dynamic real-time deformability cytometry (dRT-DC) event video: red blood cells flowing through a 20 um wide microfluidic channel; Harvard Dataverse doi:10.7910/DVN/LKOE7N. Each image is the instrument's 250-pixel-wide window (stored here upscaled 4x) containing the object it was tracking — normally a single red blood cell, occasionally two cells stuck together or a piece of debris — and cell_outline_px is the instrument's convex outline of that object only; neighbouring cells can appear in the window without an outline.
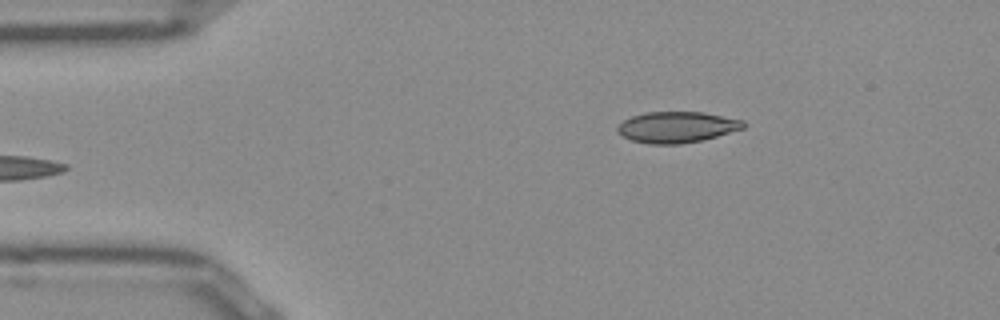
{"species": "Egyptian fruit bat (a non-hibernating species)", "species_latin": "Rousettus aegyptiacus", "temperature_condition": "room temperature", "stored_images_in_passage": 37, "camera_frame_rate_fps": 3000, "um_per_image_px": 0.085, "frame": {"image": 1, "passage_image": 1, "time_ms": 0.0, "image_size_px": [1000, 320], "cell_outline_px": [[744, 128], [716, 136], [700, 140], [680, 144], [648, 144], [632, 140], [616, 132], [616, 128], [624, 120], [632, 116], [648, 112], [704, 112], [744, 120]], "centroid_in_image_um": [57.52, 10.8], "position_along_channel_um": 27.5, "area_um2": 22.6}}
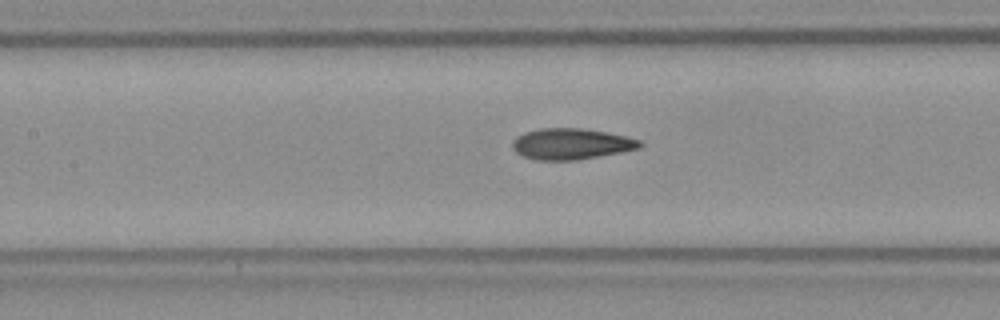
{"frame": {"image": 2, "passage_image": 15, "time_ms": 4.667, "image_size_px": [1000, 320], "cell_outline_px": [[644, 144], [640, 148], [620, 152], [576, 160], [536, 160], [524, 156], [516, 152], [512, 148], [512, 140], [516, 136], [524, 132], [540, 128], [580, 128], [608, 132], [640, 140]], "centroid_in_image_um": [48.53, 12.22], "position_along_channel_um": 158.9, "area_um2": 23.06}}
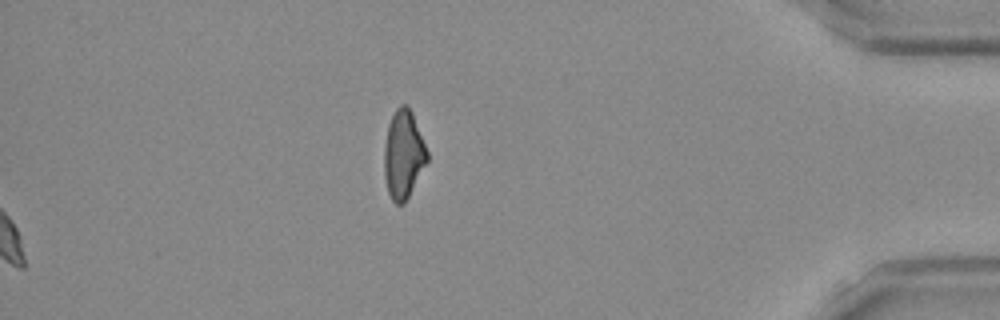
{"frame": {"image": 3, "passage_image": 37, "time_ms": 12.0, "image_size_px": [1000, 320], "cell_outline_px": [[428, 160], [404, 204], [396, 204], [392, 200], [388, 192], [384, 176], [384, 148], [388, 124], [396, 108], [400, 104], [408, 104], [412, 112], [428, 152]], "centroid_in_image_um": [34.28, 13.12], "position_along_channel_um": 400.9, "area_um2": 22.08}, "authors_computed_cell_mechanics": {"area_um2": 22.831, "velocity_mm_per_s": 3.9188, "shape_relaxation_time_tau1_ms": 5.4792, "shape_relaxation_time_tau2_ms": 2.657, "deformation_change_tau1": 0.1584, "deformation_change_tau2": 0.095}}